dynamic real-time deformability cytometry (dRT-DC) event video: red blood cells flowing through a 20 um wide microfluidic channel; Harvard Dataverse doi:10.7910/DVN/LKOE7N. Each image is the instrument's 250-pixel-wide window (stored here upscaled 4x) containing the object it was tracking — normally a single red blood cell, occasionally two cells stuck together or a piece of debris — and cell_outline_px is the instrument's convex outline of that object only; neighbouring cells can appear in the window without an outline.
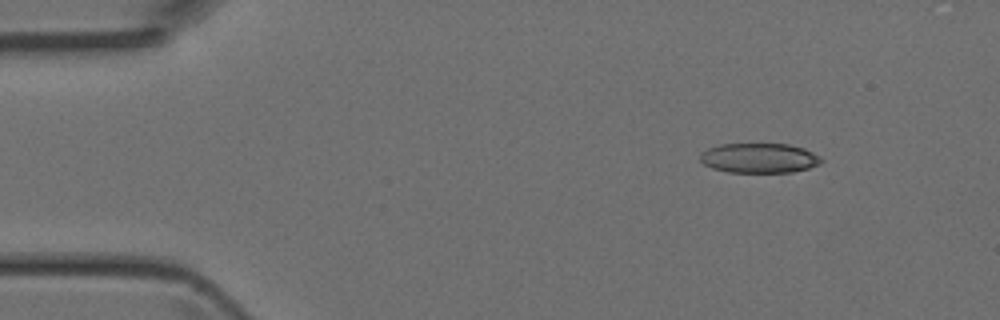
{"species": "Egyptian fruit bat (a non-hibernating species)", "species_latin": "Rousettus aegyptiacus", "temperature_condition": "room temperature", "stored_images_in_passage": 4, "segment_of_instrument_passage": [1, 2], "camera_frame_rate_fps": 3000, "um_per_image_px": 0.085, "animal": {"sex": "female"}, "frame": {"image": 1, "passage_image": 1, "time_ms": 0.0, "image_size_px": [1000, 320], "cell_outline_px": [[824, 160], [820, 164], [808, 168], [792, 172], [728, 172], [712, 168], [704, 164], [700, 160], [700, 152], [708, 148], [720, 144], [788, 144], [804, 148], [820, 156]], "centroid_in_image_um": [64.53, 13.43], "position_along_channel_um": 20.5, "area_um2": 21.1}}
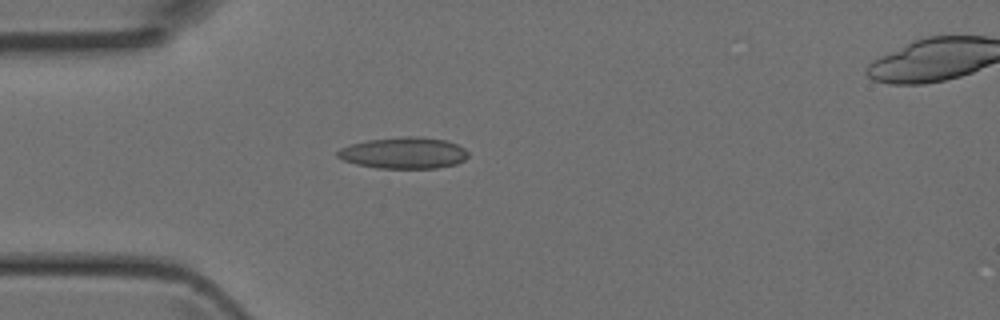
{"frame": {"image": 2, "passage_image": 3, "time_ms": 0.667, "image_size_px": [1000, 320], "cell_outline_px": [[468, 156], [464, 160], [456, 164], [436, 168], [376, 168], [356, 164], [344, 160], [336, 156], [336, 152], [340, 148], [352, 144], [368, 140], [400, 136], [420, 136], [444, 140], [456, 144], [464, 148], [468, 152]], "centroid_in_image_um": [34.32, 13.0], "position_along_channel_um": 50.7, "area_um2": 23.93}}